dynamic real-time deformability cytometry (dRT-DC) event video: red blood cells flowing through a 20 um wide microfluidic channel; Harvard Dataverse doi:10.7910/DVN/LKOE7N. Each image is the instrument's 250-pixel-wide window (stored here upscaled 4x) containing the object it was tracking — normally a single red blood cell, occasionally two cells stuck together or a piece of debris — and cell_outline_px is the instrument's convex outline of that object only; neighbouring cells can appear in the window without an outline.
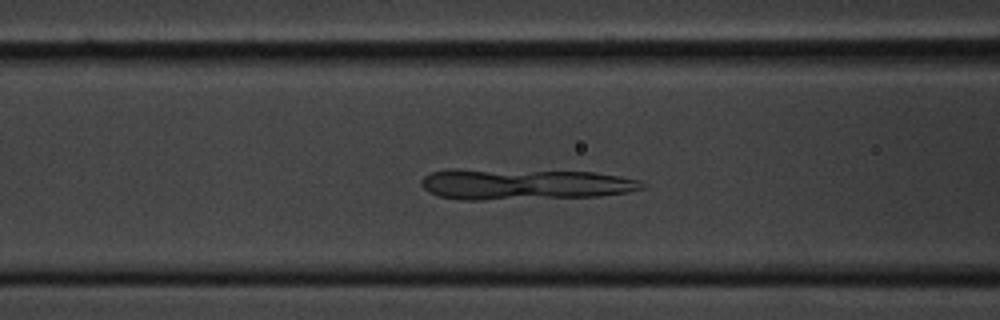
{"species": "common noctule bat (a hibernating species)", "species_latin": "Nyctalus noctula", "temperature_condition": "cold", "stored_images_in_passage": 49, "segment_of_instrument_passage": [1, 2], "camera_frame_rate_fps": 3000, "um_per_image_px": 0.085, "animal": {"sex": "male", "body_mass_g": 20.1, "forearm_length_mm": 53.5}, "frame": {"image": 1, "passage_image": 21, "time_ms": 6.667, "image_size_px": [1000, 320], "cell_outline_px": [[628, 180], [620, 192], [584, 196], [444, 196], [432, 192], [424, 184], [424, 180], [428, 176], [436, 172], [588, 172], [612, 176]], "centroid_in_image_um": [44.44, 15.63], "position_along_channel_um": 122.2, "area_um2": 32.31}}